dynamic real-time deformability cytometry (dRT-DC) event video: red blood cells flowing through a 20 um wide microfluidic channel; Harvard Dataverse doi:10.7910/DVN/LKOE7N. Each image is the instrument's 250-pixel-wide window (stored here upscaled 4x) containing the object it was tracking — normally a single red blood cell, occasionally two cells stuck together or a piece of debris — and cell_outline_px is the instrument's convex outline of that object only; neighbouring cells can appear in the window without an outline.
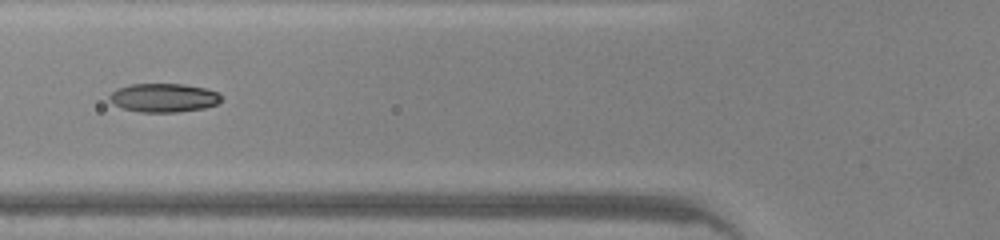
{"species": "common noctule bat (a hibernating species)", "species_latin": "Nyctalus noctula", "temperature_condition": "warm", "stored_images_in_passage": 28, "camera_frame_rate_fps": 3000, "um_per_image_px": 0.085, "animal": {"sex": "male", "body_mass_g": 20.0, "forearm_length_mm": 53.3}, "frame": {"image": 1, "passage_image": 5, "time_ms": 1.333, "image_size_px": [1000, 240], "cell_outline_px": [[220, 100], [216, 104], [204, 108], [176, 112], [140, 112], [124, 108], [108, 100], [108, 96], [116, 88], [132, 84], [184, 84], [204, 88], [216, 92], [220, 96]], "centroid_in_image_um": [13.88, 8.3], "position_along_channel_um": 111.9, "area_um2": 18.5}}
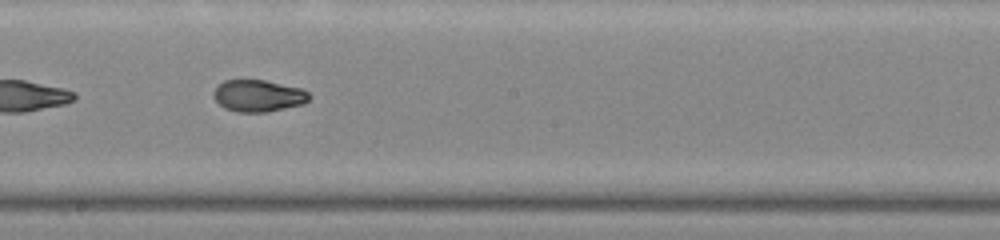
{"frame": {"image": 2, "passage_image": 13, "time_ms": 4.0, "image_size_px": [1000, 240], "cell_outline_px": [[312, 96], [304, 104], [264, 112], [240, 112], [224, 108], [216, 100], [212, 92], [224, 80], [264, 80], [300, 88], [308, 92]], "centroid_in_image_um": [21.97, 8.14], "position_along_channel_um": 226.2, "area_um2": 17.57}}
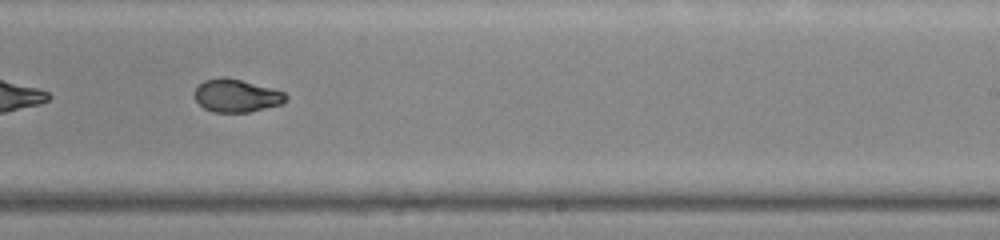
{"frame": {"image": 3, "passage_image": 16, "time_ms": 5.0, "image_size_px": [1000, 240], "cell_outline_px": [[288, 100], [280, 104], [248, 112], [212, 112], [204, 108], [196, 100], [196, 88], [204, 80], [220, 76], [224, 76], [272, 88], [284, 92], [288, 96]], "centroid_in_image_um": [20.11, 8.12], "position_along_channel_um": 268.9, "area_um2": 17.34}, "authors_computed_cell_mechanics": {"area_um2": 18.1781, "velocity_mm_per_s": 4.308, "shape_relaxation_time_tau1_ms": 8.8133, "shape_relaxation_time_tau2_ms": 1.3687, "deformation_change_tau1": 0.2724, "deformation_change_tau2": 0.0592}}